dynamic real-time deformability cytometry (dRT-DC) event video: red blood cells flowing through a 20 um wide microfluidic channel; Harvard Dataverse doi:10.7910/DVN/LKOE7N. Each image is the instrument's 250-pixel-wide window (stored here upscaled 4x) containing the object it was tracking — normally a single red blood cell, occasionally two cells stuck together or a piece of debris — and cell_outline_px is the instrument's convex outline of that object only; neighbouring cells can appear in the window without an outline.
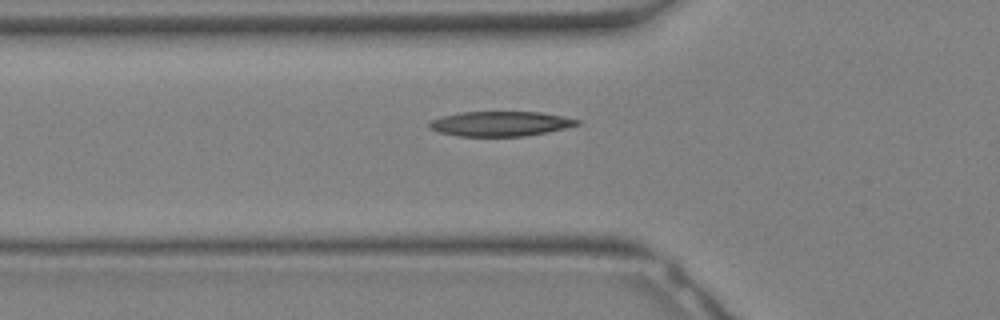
{"species": "Egyptian fruit bat (a non-hibernating species)", "species_latin": "Rousettus aegyptiacus", "temperature_condition": "warm", "stored_images_in_passage": 22, "camera_frame_rate_fps": 3000, "um_per_image_px": 0.085, "animal": {"sex": "female"}, "frame": {"image": 1, "passage_image": 3, "time_ms": 0.667, "image_size_px": [1000, 320], "cell_outline_px": [[580, 124], [548, 132], [524, 136], [456, 136], [440, 132], [428, 128], [428, 124], [432, 120], [440, 116], [460, 112], [540, 112], [580, 120]], "centroid_in_image_um": [42.49, 10.52], "position_along_channel_um": 83.3, "area_um2": 21.33}}
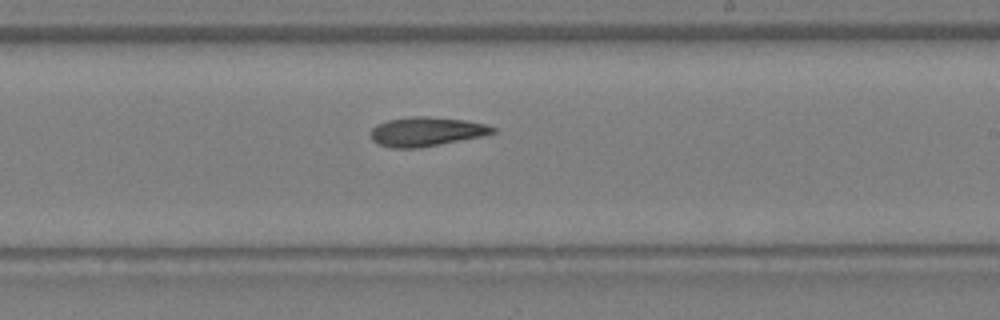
{"frame": {"image": 2, "passage_image": 11, "time_ms": 3.333, "image_size_px": [1000, 320], "cell_outline_px": [[496, 132], [484, 136], [420, 148], [392, 148], [376, 144], [372, 140], [368, 132], [376, 124], [388, 120], [412, 116], [424, 116], [464, 120], [484, 124], [496, 128]], "centroid_in_image_um": [36.19, 11.2], "position_along_channel_um": 252.8, "area_um2": 20.98}}
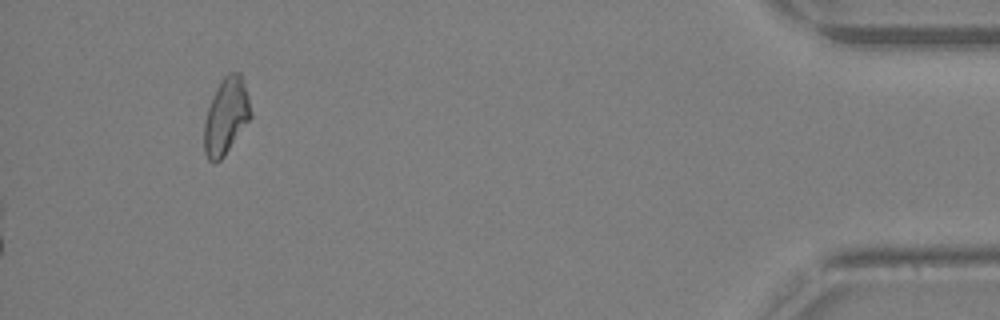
{"frame": {"image": 3, "passage_image": 22, "time_ms": 7.0, "image_size_px": [1000, 320], "cell_outline_px": [[252, 116], [224, 156], [216, 164], [212, 164], [208, 160], [204, 152], [204, 120], [212, 96], [220, 80], [228, 72], [240, 72], [248, 96], [252, 112]], "centroid_in_image_um": [19.2, 9.89], "position_along_channel_um": 416.0, "area_um2": 20.87}}